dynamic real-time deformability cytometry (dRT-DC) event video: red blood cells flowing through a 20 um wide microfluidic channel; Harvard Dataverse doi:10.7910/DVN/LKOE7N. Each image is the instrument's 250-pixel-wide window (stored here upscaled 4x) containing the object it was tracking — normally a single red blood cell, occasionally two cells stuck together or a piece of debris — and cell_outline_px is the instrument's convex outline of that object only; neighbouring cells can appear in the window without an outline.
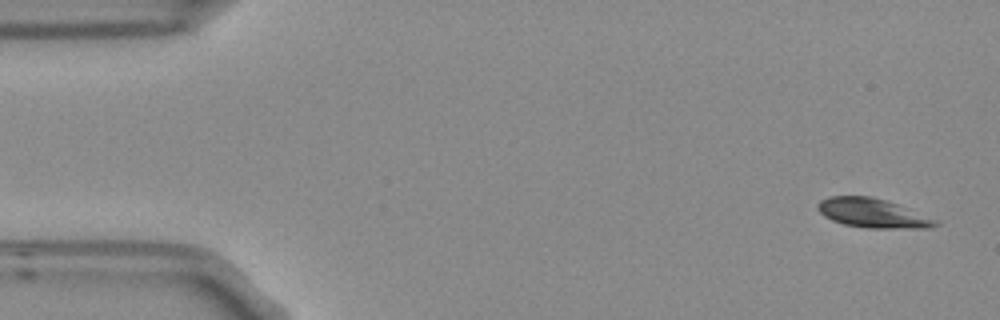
{"species": "Egyptian fruit bat (a non-hibernating species)", "species_latin": "Rousettus aegyptiacus", "temperature_condition": "room temperature", "stored_images_in_passage": 5, "camera_frame_rate_fps": 3000, "um_per_image_px": 0.085, "frame": {"image": 1, "passage_image": 1, "time_ms": 0.0, "image_size_px": [1000, 320], "cell_outline_px": [[940, 224], [928, 228], [868, 228], [844, 224], [832, 220], [824, 216], [816, 208], [816, 204], [820, 200], [828, 196], [872, 196], [896, 204], [940, 220]], "centroid_in_image_um": [74.17, 18.12], "position_along_channel_um": 10.8, "area_um2": 20.06}}
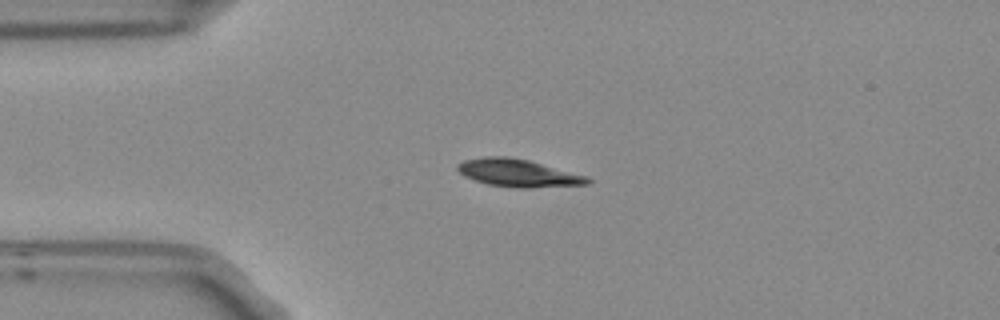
{"frame": {"image": 2, "passage_image": 4, "time_ms": 1.0, "image_size_px": [1000, 320], "cell_outline_px": [[592, 180], [588, 184], [532, 188], [516, 188], [488, 184], [464, 176], [456, 168], [456, 164], [464, 160], [484, 156], [508, 156], [528, 160], [588, 176]], "centroid_in_image_um": [44.04, 14.7], "position_along_channel_um": 41.0, "area_um2": 20.98}}